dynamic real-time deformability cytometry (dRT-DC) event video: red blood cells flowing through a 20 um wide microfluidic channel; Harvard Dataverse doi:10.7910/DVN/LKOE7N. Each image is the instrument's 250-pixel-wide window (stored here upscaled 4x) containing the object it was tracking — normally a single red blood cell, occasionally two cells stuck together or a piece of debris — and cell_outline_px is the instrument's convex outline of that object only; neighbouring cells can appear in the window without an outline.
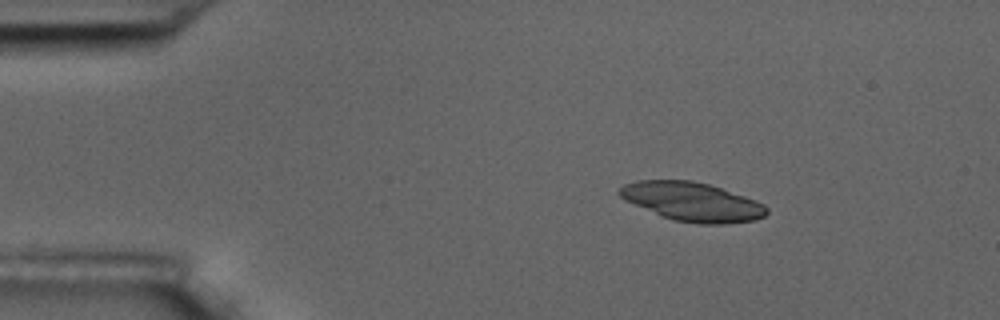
{"species": "common noctule bat (a hibernating species)", "species_latin": "Nyctalus noctula", "temperature_condition": "room temperature", "stored_images_in_passage": 3, "camera_frame_rate_fps": 3000, "um_per_image_px": 0.085, "animal": {"sex": "male", "body_mass_g": 17.5, "forearm_length_mm": 52.3}, "frame": {"image": 1, "passage_image": 1, "time_ms": 0.0, "image_size_px": [1000, 320], "cell_outline_px": [[768, 212], [764, 216], [756, 220], [724, 224], [700, 224], [672, 220], [624, 200], [616, 192], [624, 184], [636, 180], [692, 180], [708, 184], [756, 200], [764, 204], [768, 208]], "centroid_in_image_um": [58.83, 17.15], "position_along_channel_um": 26.2, "area_um2": 33.29}}